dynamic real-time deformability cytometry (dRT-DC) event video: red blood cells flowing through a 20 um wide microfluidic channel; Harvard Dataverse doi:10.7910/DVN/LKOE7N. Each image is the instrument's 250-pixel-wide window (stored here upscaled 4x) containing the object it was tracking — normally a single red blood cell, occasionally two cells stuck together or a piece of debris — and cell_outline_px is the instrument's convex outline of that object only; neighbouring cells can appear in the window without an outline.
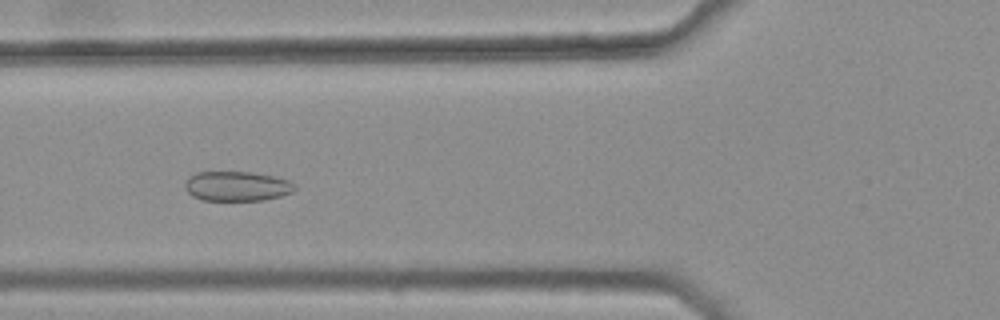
{"species": "common noctule bat (a hibernating species)", "species_latin": "Nyctalus noctula", "temperature_condition": "warm", "stored_images_in_passage": 22, "camera_frame_rate_fps": 3000, "um_per_image_px": 0.085, "animal": {"sex": "female", "body_mass_g": 25.1}, "frame": {"image": 1, "passage_image": 10, "time_ms": 3.0, "image_size_px": [1000, 320], "cell_outline_px": [[296, 188], [292, 192], [280, 196], [264, 200], [204, 200], [192, 196], [184, 188], [184, 184], [188, 176], [196, 172], [252, 172], [276, 176], [288, 180], [296, 184]], "centroid_in_image_um": [20.14, 15.81], "position_along_channel_um": 105.7, "area_um2": 19.19}}
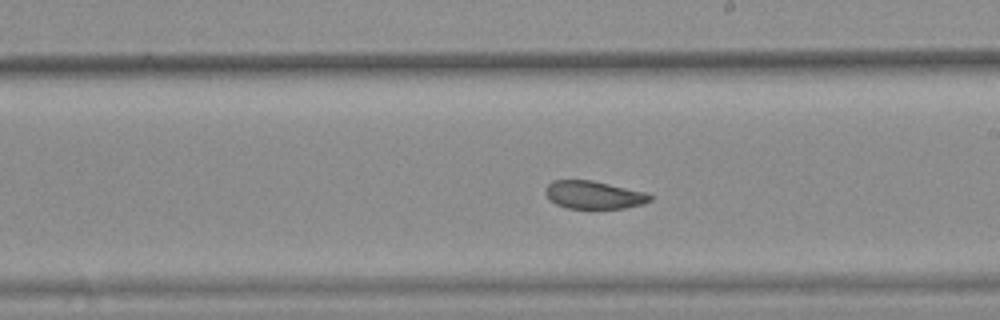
{"frame": {"image": 2, "passage_image": 17, "time_ms": 5.333, "image_size_px": [1000, 320], "cell_outline_px": [[652, 200], [644, 204], [624, 208], [568, 208], [556, 204], [544, 192], [544, 188], [552, 180], [592, 180], [648, 192], [652, 196]], "centroid_in_image_um": [50.51, 16.55], "position_along_channel_um": 238.5, "area_um2": 17.11}}
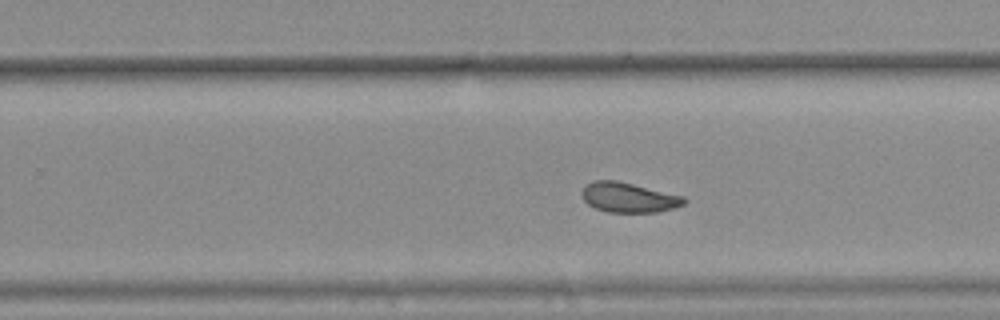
{"frame": {"image": 3, "passage_image": 20, "time_ms": 6.333, "image_size_px": [1000, 320], "cell_outline_px": [[688, 200], [684, 204], [672, 208], [656, 212], [608, 212], [596, 208], [588, 204], [580, 196], [580, 192], [592, 180], [616, 180], [684, 196]], "centroid_in_image_um": [53.42, 16.78], "position_along_channel_um": 276.4, "area_um2": 17.74}}